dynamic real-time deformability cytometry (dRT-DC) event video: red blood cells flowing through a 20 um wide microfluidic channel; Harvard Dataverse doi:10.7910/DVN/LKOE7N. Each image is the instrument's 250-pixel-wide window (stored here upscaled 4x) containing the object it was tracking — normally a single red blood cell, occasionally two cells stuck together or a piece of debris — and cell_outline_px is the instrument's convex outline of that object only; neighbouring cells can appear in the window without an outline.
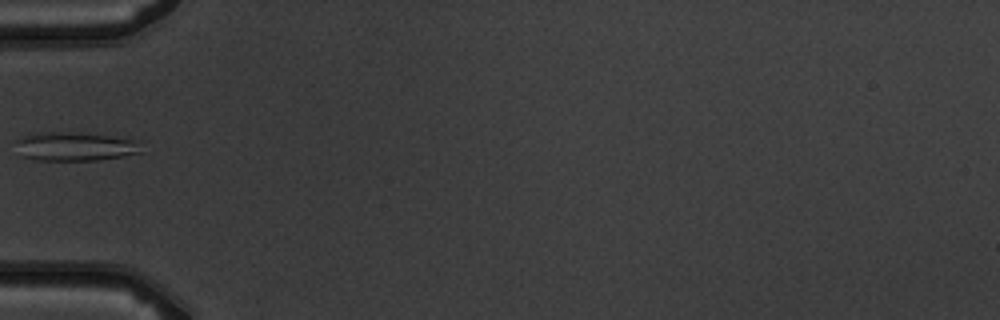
{"species": "common noctule bat (a hibernating species)", "species_latin": "Nyctalus noctula", "temperature_condition": "warm", "stored_images_in_passage": 6, "camera_frame_rate_fps": 3000, "um_per_image_px": 0.085, "animal": {"sex": "male", "body_mass_g": 19.5, "forearm_length_mm": 54.6}, "frame": {"image": 1, "passage_image": 6, "time_ms": 5.333, "image_size_px": [1000, 320], "cell_outline_px": [[144, 140], [140, 152], [120, 156], [96, 160], [36, 160], [20, 156], [12, 140], [20, 136], [36, 132], [80, 132]], "centroid_in_image_um": [6.33, 12.42], "position_along_channel_um": 78.7, "area_um2": 21.73}}